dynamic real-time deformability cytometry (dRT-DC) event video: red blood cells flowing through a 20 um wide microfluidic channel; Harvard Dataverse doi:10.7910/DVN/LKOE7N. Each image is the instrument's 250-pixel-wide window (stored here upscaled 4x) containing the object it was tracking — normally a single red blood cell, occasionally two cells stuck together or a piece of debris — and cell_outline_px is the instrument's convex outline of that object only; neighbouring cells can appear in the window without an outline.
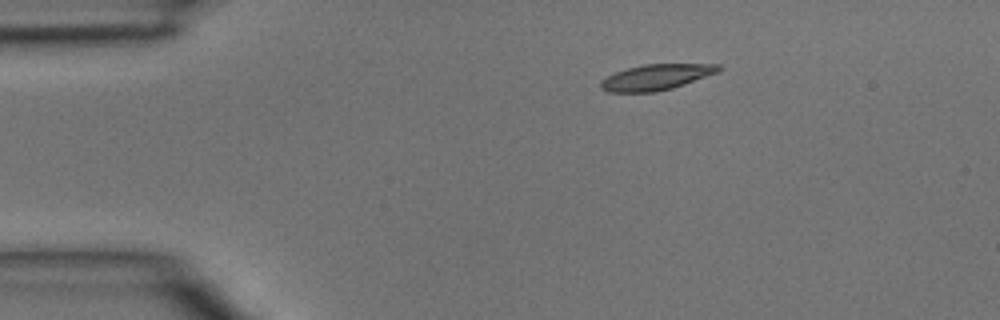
{"species": "common noctule bat (a hibernating species)", "species_latin": "Nyctalus noctula", "temperature_condition": "room temperature", "stored_images_in_passage": 2, "camera_frame_rate_fps": 3000, "um_per_image_px": 0.085, "animal": {"sex": "male", "body_mass_g": 15.6}, "frame": {"image": 1, "passage_image": 1, "time_ms": 0.0, "image_size_px": [1000, 320], "cell_outline_px": [[724, 68], [720, 72], [672, 88], [656, 92], [608, 92], [600, 88], [600, 80], [616, 72], [628, 68], [644, 64], [720, 64]], "centroid_in_image_um": [55.81, 6.55], "position_along_channel_um": 29.2, "area_um2": 17.74}}